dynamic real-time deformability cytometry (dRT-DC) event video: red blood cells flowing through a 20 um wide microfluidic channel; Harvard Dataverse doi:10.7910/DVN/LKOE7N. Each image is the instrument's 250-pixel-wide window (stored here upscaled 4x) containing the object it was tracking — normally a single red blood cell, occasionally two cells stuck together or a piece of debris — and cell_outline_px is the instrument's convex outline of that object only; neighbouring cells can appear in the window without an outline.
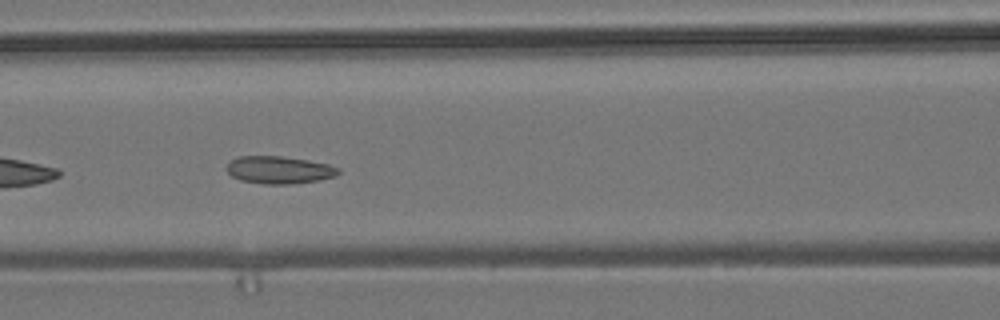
{"species": "common noctule bat (a hibernating species)", "species_latin": "Nyctalus noctula", "temperature_condition": "room temperature", "stored_images_in_passage": 7, "camera_frame_rate_fps": 3000, "um_per_image_px": 0.085, "animal": {"sex": "male", "body_mass_g": 19.2, "forearm_length_mm": 51.8}, "frame": {"image": 1, "passage_image": 7, "time_ms": 7.0, "image_size_px": [1000, 320], "cell_outline_px": [[340, 172], [336, 176], [320, 180], [292, 184], [264, 184], [240, 180], [232, 176], [224, 168], [232, 160], [240, 156], [280, 156], [308, 160], [328, 164], [340, 168]], "centroid_in_image_um": [23.74, 14.45], "position_along_channel_um": 142.9, "area_um2": 17.98}}